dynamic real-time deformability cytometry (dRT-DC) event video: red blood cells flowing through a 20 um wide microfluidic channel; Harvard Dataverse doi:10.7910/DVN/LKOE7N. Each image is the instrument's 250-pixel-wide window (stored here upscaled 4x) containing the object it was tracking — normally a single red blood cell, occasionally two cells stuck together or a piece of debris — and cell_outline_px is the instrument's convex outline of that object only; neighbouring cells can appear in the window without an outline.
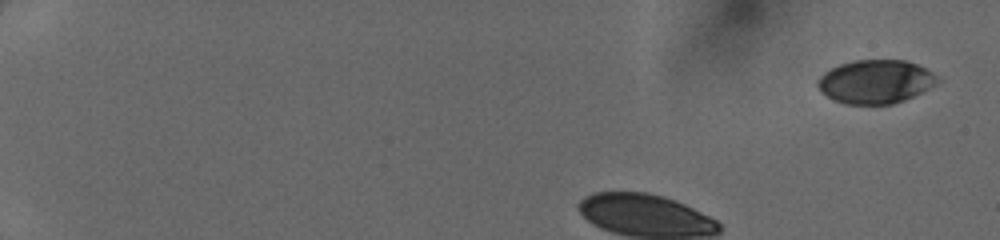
{"species": "human", "species_latin": "Homo sapiens", "temperature_condition": "cold", "stored_images_in_passage": 42, "segment_of_instrument_passage": [1, 2], "camera_frame_rate_fps": 3000, "um_per_image_px": 0.085, "donor": {"sex": "female"}, "frame": {"image": 1, "passage_image": 1, "time_ms": 0.0, "image_size_px": [1000, 240], "cell_outline_px": [[940, 80], [928, 88], [904, 100], [892, 104], [844, 104], [832, 100], [820, 92], [816, 84], [816, 80], [824, 72], [840, 64], [852, 60], [904, 60], [916, 64], [932, 72]], "centroid_in_image_um": [74.35, 6.94], "position_along_channel_um": 10.6, "area_um2": 30.4}}
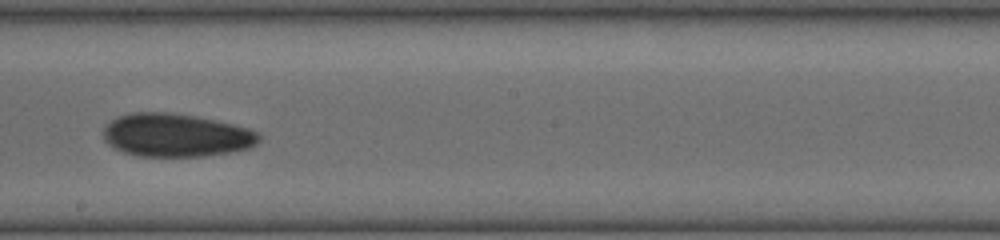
{"frame": {"image": 2, "passage_image": 23, "time_ms": 7.333, "image_size_px": [1000, 240], "cell_outline_px": [[260, 140], [252, 148], [204, 156], [140, 156], [124, 152], [108, 144], [104, 140], [104, 124], [120, 116], [132, 112], [172, 112], [196, 116], [232, 124], [248, 128], [260, 132]], "centroid_in_image_um": [14.98, 11.48], "position_along_channel_um": 233.2, "area_um2": 39.25}}
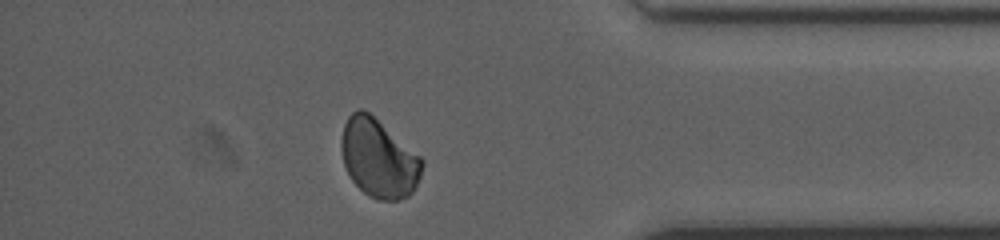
{"frame": {"image": 3, "passage_image": 36, "time_ms": 11.667, "image_size_px": [1000, 240], "cell_outline_px": [[424, 164], [420, 176], [412, 192], [408, 196], [396, 200], [376, 200], [368, 196], [352, 180], [344, 164], [340, 148], [340, 140], [344, 124], [348, 116], [356, 108], [360, 108], [368, 112], [420, 156], [424, 160]], "centroid_in_image_um": [32.17, 13.45], "position_along_channel_um": 403.0, "area_um2": 36.7}}